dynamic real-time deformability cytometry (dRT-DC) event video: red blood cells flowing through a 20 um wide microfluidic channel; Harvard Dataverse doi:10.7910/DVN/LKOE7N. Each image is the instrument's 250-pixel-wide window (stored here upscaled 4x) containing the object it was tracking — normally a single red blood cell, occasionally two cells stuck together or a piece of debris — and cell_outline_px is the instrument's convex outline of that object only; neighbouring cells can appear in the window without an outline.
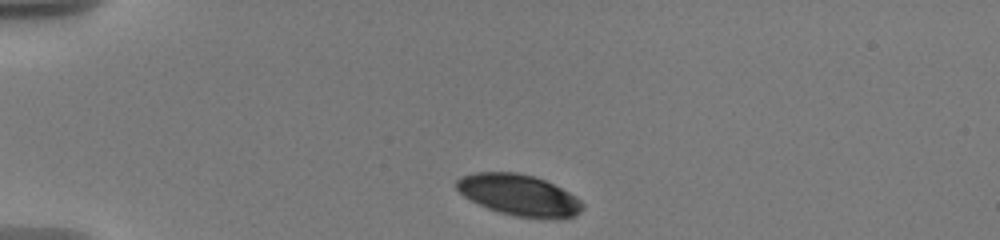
{"species": "human", "species_latin": "Homo sapiens", "temperature_condition": "warm", "stored_images_in_passage": 17, "camera_frame_rate_fps": 3000, "um_per_image_px": 0.085, "donor": {"sex": "male"}, "frame": {"image": 1, "passage_image": 1, "time_ms": 0.0, "image_size_px": [1000, 240], "cell_outline_px": [[584, 208], [576, 216], [560, 220], [548, 220], [516, 216], [500, 212], [488, 208], [464, 196], [456, 188], [456, 180], [460, 176], [476, 172], [516, 172], [532, 176], [544, 180], [576, 196], [584, 204]], "centroid_in_image_um": [44.16, 16.6], "position_along_channel_um": 40.8, "area_um2": 30.46}}
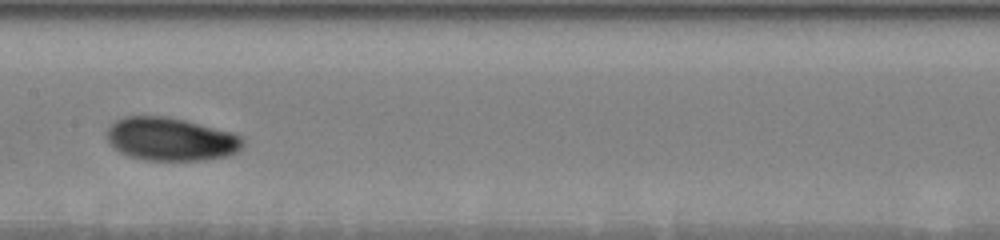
{"frame": {"image": 2, "passage_image": 7, "time_ms": 5.667, "image_size_px": [1000, 240], "cell_outline_px": [[244, 148], [240, 152], [228, 156], [204, 160], [144, 160], [128, 156], [112, 148], [108, 140], [108, 128], [116, 120], [124, 116], [168, 116], [188, 120], [232, 132], [244, 136]], "centroid_in_image_um": [14.58, 11.83], "position_along_channel_um": 192.8, "area_um2": 34.85}}
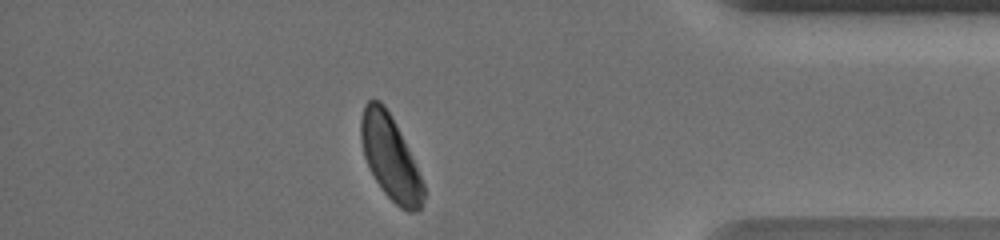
{"frame": {"image": 3, "passage_image": 15, "time_ms": 12.333, "image_size_px": [1000, 240], "cell_outline_px": [[424, 196], [420, 208], [412, 212], [408, 212], [400, 208], [384, 192], [376, 180], [364, 156], [360, 140], [360, 120], [364, 104], [372, 96], [380, 100], [384, 104], [424, 184]], "centroid_in_image_um": [33.12, 13.37], "position_along_channel_um": 402.1, "area_um2": 29.71}, "authors_computed_cell_mechanics": {"area_um2": 33.4084, "velocity_mm_per_s": 3.5082, "shape_relaxation_time_tau1_ms": 2.1925, "shape_relaxation_time_tau2_ms": null, "deformation_change_tau1": 0.0693, "deformation_change_tau2": null}}